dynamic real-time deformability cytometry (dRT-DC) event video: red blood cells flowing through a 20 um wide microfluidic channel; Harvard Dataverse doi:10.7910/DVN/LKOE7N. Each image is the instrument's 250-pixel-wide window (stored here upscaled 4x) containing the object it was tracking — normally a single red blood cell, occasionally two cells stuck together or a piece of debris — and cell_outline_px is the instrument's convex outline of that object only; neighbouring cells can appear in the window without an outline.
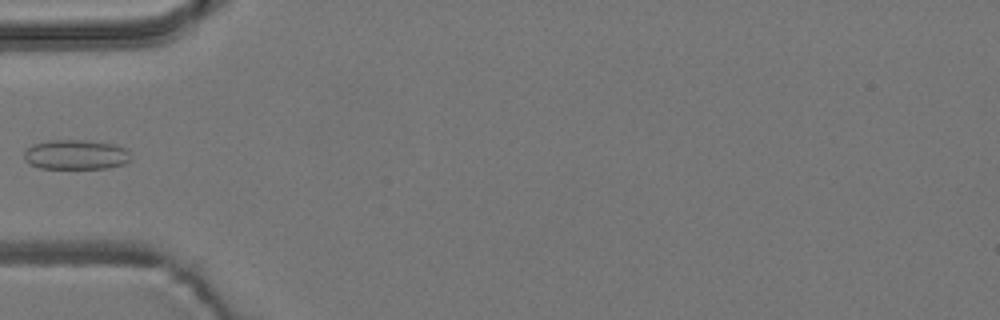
{"species": "common noctule bat (a hibernating species)", "species_latin": "Nyctalus noctula", "temperature_condition": "room temperature", "stored_images_in_passage": 5, "camera_frame_rate_fps": 3000, "um_per_image_px": 0.085, "animal": {"sex": "male", "body_mass_g": 19.2, "forearm_length_mm": 51.8}, "frame": {"image": 1, "passage_image": 5, "time_ms": 1.333, "image_size_px": [1000, 320], "cell_outline_px": [[132, 160], [124, 164], [108, 168], [40, 168], [24, 160], [24, 152], [32, 144], [48, 140], [88, 140], [116, 144], [124, 148], [128, 152]], "centroid_in_image_um": [6.47, 13.13], "position_along_channel_um": 78.5, "area_um2": 18.61}}